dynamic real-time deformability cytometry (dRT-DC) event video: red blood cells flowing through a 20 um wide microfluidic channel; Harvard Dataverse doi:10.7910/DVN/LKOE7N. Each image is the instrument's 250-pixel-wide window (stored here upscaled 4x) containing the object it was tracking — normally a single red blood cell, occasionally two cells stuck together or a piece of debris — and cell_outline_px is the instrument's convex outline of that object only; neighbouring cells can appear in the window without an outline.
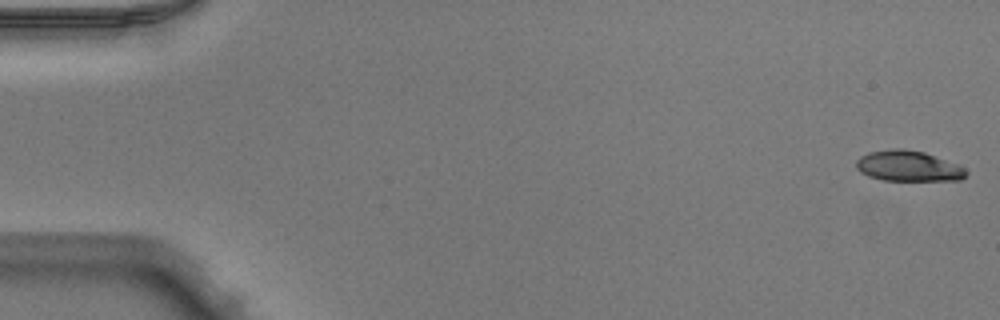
{"species": "Egyptian fruit bat (a non-hibernating species)", "species_latin": "Rousettus aegyptiacus", "temperature_condition": "warm", "stored_images_in_passage": 51, "camera_frame_rate_fps": 3000, "um_per_image_px": 0.085, "animal": {"sex": "male"}, "frame": {"image": 1, "passage_image": 1, "time_ms": 0.0, "image_size_px": [1000, 320], "cell_outline_px": [[968, 172], [960, 180], [884, 180], [868, 176], [860, 172], [856, 168], [856, 160], [860, 156], [868, 152], [892, 148], [904, 148], [924, 152], [956, 164], [964, 168]], "centroid_in_image_um": [77.15, 14.1], "position_along_channel_um": 7.8, "area_um2": 19.54}}
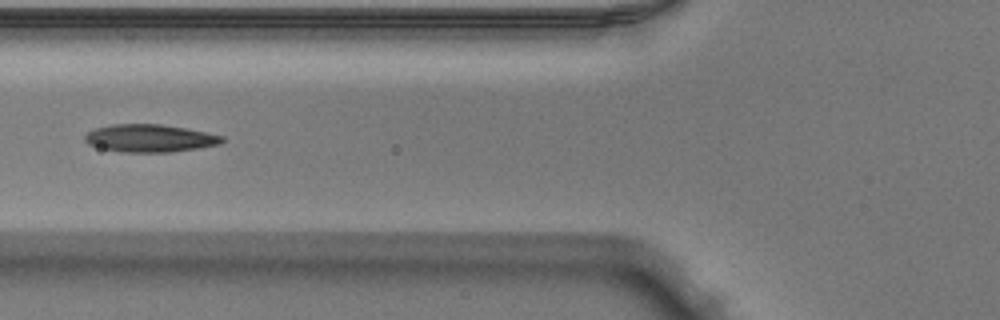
{"frame": {"image": 2, "passage_image": 20, "time_ms": 6.333, "image_size_px": [1000, 320], "cell_outline_px": [[224, 140], [220, 144], [196, 148], [168, 152], [120, 152], [100, 148], [88, 144], [84, 140], [84, 136], [88, 132], [96, 128], [112, 124], [160, 124], [184, 128], [224, 136]], "centroid_in_image_um": [12.69, 11.75], "position_along_channel_um": 113.1, "area_um2": 21.96}}
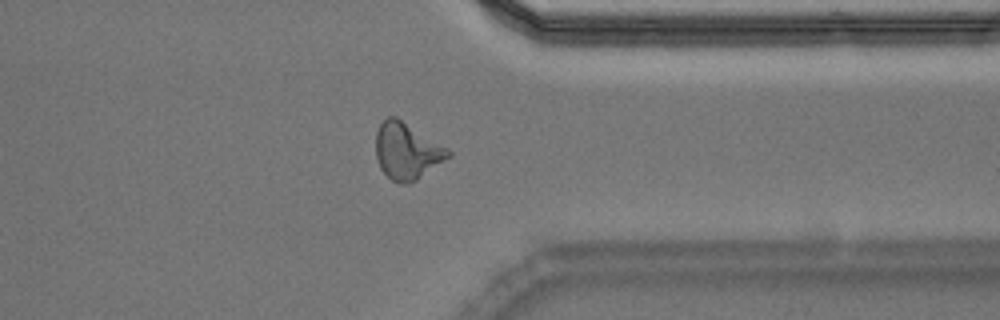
{"frame": {"image": 3, "passage_image": 40, "time_ms": 13.0, "image_size_px": [1000, 320], "cell_outline_px": [[452, 156], [416, 180], [408, 184], [400, 184], [392, 180], [380, 168], [376, 160], [376, 132], [380, 124], [388, 116], [396, 116], [448, 148], [452, 152]], "centroid_in_image_um": [34.59, 12.84], "position_along_channel_um": 376.8, "area_um2": 23.93}, "authors_computed_cell_mechanics": {"area_um2": 21.675, "velocity_mm_per_s": 4.0099, "shape_relaxation_time_tau1_ms": null, "shape_relaxation_time_tau2_ms": 2.2437, "deformation_change_tau1": null, "deformation_change_tau2": 0.1036}}